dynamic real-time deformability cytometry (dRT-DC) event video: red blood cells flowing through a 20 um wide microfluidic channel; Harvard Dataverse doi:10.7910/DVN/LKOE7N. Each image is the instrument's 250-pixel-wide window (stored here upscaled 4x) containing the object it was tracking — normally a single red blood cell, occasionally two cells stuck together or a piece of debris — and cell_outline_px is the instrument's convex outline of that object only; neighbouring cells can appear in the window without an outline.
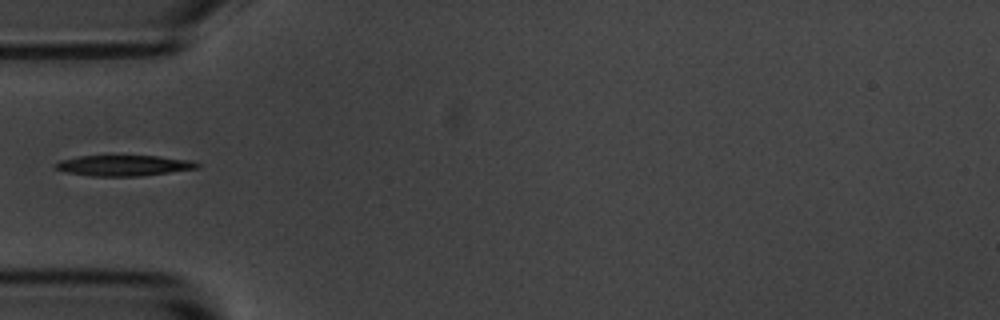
{"species": "common noctule bat (a hibernating species)", "species_latin": "Nyctalus noctula", "temperature_condition": "room temperature", "stored_images_in_passage": 1, "camera_frame_rate_fps": 3000, "um_per_image_px": 0.085, "animal": {"sex": "male", "body_mass_g": 20.1, "forearm_length_mm": 53.5}, "frame": {"image": 1, "passage_image": 1, "time_ms": 0.0, "image_size_px": [1000, 320], "cell_outline_px": [[200, 168], [140, 176], [92, 176], [68, 172], [56, 168], [56, 164], [60, 160], [80, 156], [160, 156], [192, 160], [200, 164]], "centroid_in_image_um": [10.6, 14.06], "position_along_channel_um": 74.4, "area_um2": 16.94}}